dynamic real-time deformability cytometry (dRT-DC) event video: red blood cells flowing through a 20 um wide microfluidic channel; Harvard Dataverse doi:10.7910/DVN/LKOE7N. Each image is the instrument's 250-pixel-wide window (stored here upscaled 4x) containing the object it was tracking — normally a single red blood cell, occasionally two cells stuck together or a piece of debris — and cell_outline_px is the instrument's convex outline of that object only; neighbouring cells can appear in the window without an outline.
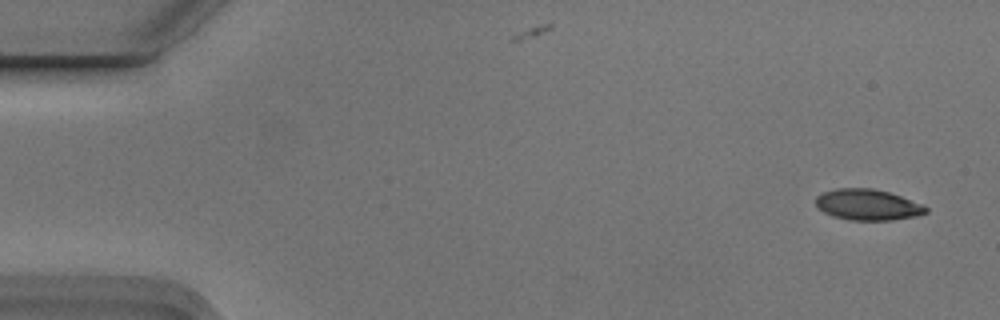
{"species": "Egyptian fruit bat (a non-hibernating species)", "species_latin": "Rousettus aegyptiacus", "temperature_condition": "cold", "stored_images_in_passage": 6, "camera_frame_rate_fps": 3000, "um_per_image_px": 0.085, "animal": {"sex": "male"}, "frame": {"image": 1, "passage_image": 1, "time_ms": 0.0, "image_size_px": [1000, 320], "cell_outline_px": [[928, 212], [916, 216], [892, 220], [852, 220], [832, 216], [816, 208], [816, 196], [824, 192], [836, 188], [872, 188], [888, 192], [924, 204], [928, 208]], "centroid_in_image_um": [73.75, 17.4], "position_along_channel_um": 11.2, "area_um2": 19.94}}
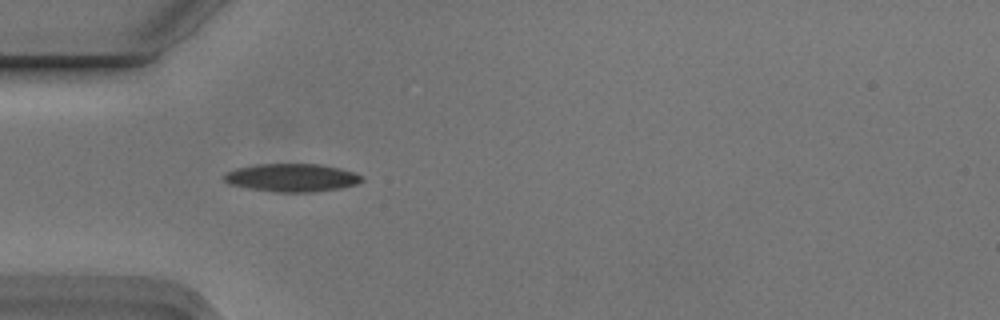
{"frame": {"image": 2, "passage_image": 5, "time_ms": 1.333, "image_size_px": [1000, 320], "cell_outline_px": [[364, 180], [356, 184], [340, 188], [312, 192], [272, 192], [248, 188], [228, 184], [224, 180], [224, 176], [228, 172], [236, 168], [256, 164], [320, 164], [340, 168], [364, 176]], "centroid_in_image_um": [24.81, 15.1], "position_along_channel_um": 60.2, "area_um2": 22.54}}
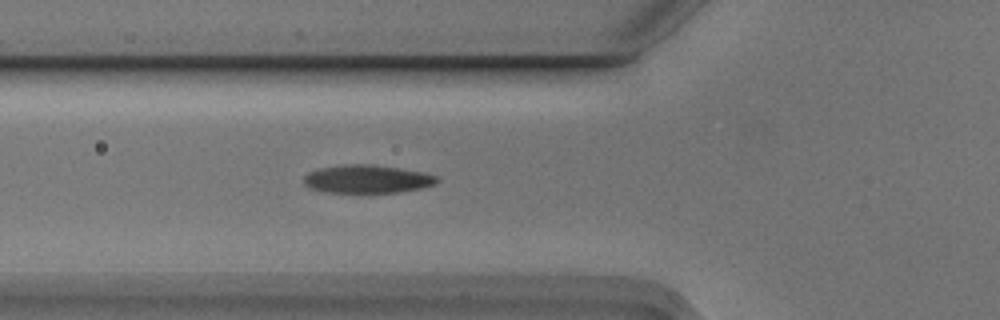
{"frame": {"image": 3, "passage_image": 6, "time_ms": 1.667, "image_size_px": [1000, 320], "cell_outline_px": [[440, 180], [436, 184], [420, 188], [400, 192], [324, 192], [308, 188], [304, 184], [304, 176], [308, 172], [320, 168], [344, 164], [372, 164], [400, 168], [424, 172], [436, 176]], "centroid_in_image_um": [31.2, 15.21], "position_along_channel_um": 94.6, "area_um2": 21.96}}